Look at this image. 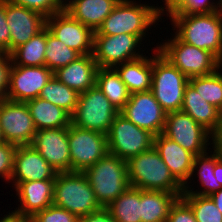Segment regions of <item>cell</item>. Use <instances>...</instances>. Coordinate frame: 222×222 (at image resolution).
Wrapping results in <instances>:
<instances>
[{"label": "cell", "instance_id": "obj_1", "mask_svg": "<svg viewBox=\"0 0 222 222\" xmlns=\"http://www.w3.org/2000/svg\"><path fill=\"white\" fill-rule=\"evenodd\" d=\"M183 42L213 53L222 62V14H167Z\"/></svg>", "mask_w": 222, "mask_h": 222}, {"label": "cell", "instance_id": "obj_2", "mask_svg": "<svg viewBox=\"0 0 222 222\" xmlns=\"http://www.w3.org/2000/svg\"><path fill=\"white\" fill-rule=\"evenodd\" d=\"M162 15V5L152 6L140 4L134 0H120L101 27L97 30L100 35L131 34L141 41L148 35V28H152Z\"/></svg>", "mask_w": 222, "mask_h": 222}, {"label": "cell", "instance_id": "obj_3", "mask_svg": "<svg viewBox=\"0 0 222 222\" xmlns=\"http://www.w3.org/2000/svg\"><path fill=\"white\" fill-rule=\"evenodd\" d=\"M129 185L141 190L166 191L180 197L183 187L175 180L169 168L153 146L127 161Z\"/></svg>", "mask_w": 222, "mask_h": 222}, {"label": "cell", "instance_id": "obj_4", "mask_svg": "<svg viewBox=\"0 0 222 222\" xmlns=\"http://www.w3.org/2000/svg\"><path fill=\"white\" fill-rule=\"evenodd\" d=\"M83 173L102 207H107L130 186L127 161L110 153H107Z\"/></svg>", "mask_w": 222, "mask_h": 222}, {"label": "cell", "instance_id": "obj_5", "mask_svg": "<svg viewBox=\"0 0 222 222\" xmlns=\"http://www.w3.org/2000/svg\"><path fill=\"white\" fill-rule=\"evenodd\" d=\"M53 204L78 218L102 208L83 172H57Z\"/></svg>", "mask_w": 222, "mask_h": 222}, {"label": "cell", "instance_id": "obj_6", "mask_svg": "<svg viewBox=\"0 0 222 222\" xmlns=\"http://www.w3.org/2000/svg\"><path fill=\"white\" fill-rule=\"evenodd\" d=\"M151 92L166 113L180 111L189 78L158 50L153 49Z\"/></svg>", "mask_w": 222, "mask_h": 222}, {"label": "cell", "instance_id": "obj_7", "mask_svg": "<svg viewBox=\"0 0 222 222\" xmlns=\"http://www.w3.org/2000/svg\"><path fill=\"white\" fill-rule=\"evenodd\" d=\"M174 37L158 44L159 52L188 78L208 75L220 67L222 62L211 52L197 48Z\"/></svg>", "mask_w": 222, "mask_h": 222}, {"label": "cell", "instance_id": "obj_8", "mask_svg": "<svg viewBox=\"0 0 222 222\" xmlns=\"http://www.w3.org/2000/svg\"><path fill=\"white\" fill-rule=\"evenodd\" d=\"M120 113L95 85L80 93L71 124L107 135L115 117Z\"/></svg>", "mask_w": 222, "mask_h": 222}, {"label": "cell", "instance_id": "obj_9", "mask_svg": "<svg viewBox=\"0 0 222 222\" xmlns=\"http://www.w3.org/2000/svg\"><path fill=\"white\" fill-rule=\"evenodd\" d=\"M154 146V135L136 126L119 113L107 133L108 153L125 161L150 150Z\"/></svg>", "mask_w": 222, "mask_h": 222}, {"label": "cell", "instance_id": "obj_10", "mask_svg": "<svg viewBox=\"0 0 222 222\" xmlns=\"http://www.w3.org/2000/svg\"><path fill=\"white\" fill-rule=\"evenodd\" d=\"M71 172H84L108 153L107 135L79 128L68 127Z\"/></svg>", "mask_w": 222, "mask_h": 222}, {"label": "cell", "instance_id": "obj_11", "mask_svg": "<svg viewBox=\"0 0 222 222\" xmlns=\"http://www.w3.org/2000/svg\"><path fill=\"white\" fill-rule=\"evenodd\" d=\"M142 41L131 34L100 35L94 32L93 57L98 68H114L143 56L140 51ZM138 47V48H137Z\"/></svg>", "mask_w": 222, "mask_h": 222}, {"label": "cell", "instance_id": "obj_12", "mask_svg": "<svg viewBox=\"0 0 222 222\" xmlns=\"http://www.w3.org/2000/svg\"><path fill=\"white\" fill-rule=\"evenodd\" d=\"M162 134L195 156L207 152L212 139L208 130L181 110L167 113Z\"/></svg>", "mask_w": 222, "mask_h": 222}, {"label": "cell", "instance_id": "obj_13", "mask_svg": "<svg viewBox=\"0 0 222 222\" xmlns=\"http://www.w3.org/2000/svg\"><path fill=\"white\" fill-rule=\"evenodd\" d=\"M0 129L3 141L31 145L37 132L25 102L8 99L0 101Z\"/></svg>", "mask_w": 222, "mask_h": 222}, {"label": "cell", "instance_id": "obj_14", "mask_svg": "<svg viewBox=\"0 0 222 222\" xmlns=\"http://www.w3.org/2000/svg\"><path fill=\"white\" fill-rule=\"evenodd\" d=\"M54 73L44 66L11 65L9 69L6 99L26 102L39 97L46 83Z\"/></svg>", "mask_w": 222, "mask_h": 222}, {"label": "cell", "instance_id": "obj_15", "mask_svg": "<svg viewBox=\"0 0 222 222\" xmlns=\"http://www.w3.org/2000/svg\"><path fill=\"white\" fill-rule=\"evenodd\" d=\"M120 113L154 136L163 132L167 115L151 91L132 93Z\"/></svg>", "mask_w": 222, "mask_h": 222}, {"label": "cell", "instance_id": "obj_16", "mask_svg": "<svg viewBox=\"0 0 222 222\" xmlns=\"http://www.w3.org/2000/svg\"><path fill=\"white\" fill-rule=\"evenodd\" d=\"M46 28L57 39L81 55L93 54L94 32L65 10L46 17Z\"/></svg>", "mask_w": 222, "mask_h": 222}, {"label": "cell", "instance_id": "obj_17", "mask_svg": "<svg viewBox=\"0 0 222 222\" xmlns=\"http://www.w3.org/2000/svg\"><path fill=\"white\" fill-rule=\"evenodd\" d=\"M6 22L10 30V53L46 27V17L35 10L5 0Z\"/></svg>", "mask_w": 222, "mask_h": 222}, {"label": "cell", "instance_id": "obj_18", "mask_svg": "<svg viewBox=\"0 0 222 222\" xmlns=\"http://www.w3.org/2000/svg\"><path fill=\"white\" fill-rule=\"evenodd\" d=\"M31 146L57 172H71L68 127L38 130Z\"/></svg>", "mask_w": 222, "mask_h": 222}, {"label": "cell", "instance_id": "obj_19", "mask_svg": "<svg viewBox=\"0 0 222 222\" xmlns=\"http://www.w3.org/2000/svg\"><path fill=\"white\" fill-rule=\"evenodd\" d=\"M57 171L31 145H19L14 154L10 179L15 187L19 182L55 180Z\"/></svg>", "mask_w": 222, "mask_h": 222}, {"label": "cell", "instance_id": "obj_20", "mask_svg": "<svg viewBox=\"0 0 222 222\" xmlns=\"http://www.w3.org/2000/svg\"><path fill=\"white\" fill-rule=\"evenodd\" d=\"M154 147L172 176L184 187L191 180L195 155L162 133L154 136Z\"/></svg>", "mask_w": 222, "mask_h": 222}, {"label": "cell", "instance_id": "obj_21", "mask_svg": "<svg viewBox=\"0 0 222 222\" xmlns=\"http://www.w3.org/2000/svg\"><path fill=\"white\" fill-rule=\"evenodd\" d=\"M54 181L19 182L15 186V191L20 204L12 212L18 216H33L35 213L51 206L54 198Z\"/></svg>", "mask_w": 222, "mask_h": 222}, {"label": "cell", "instance_id": "obj_22", "mask_svg": "<svg viewBox=\"0 0 222 222\" xmlns=\"http://www.w3.org/2000/svg\"><path fill=\"white\" fill-rule=\"evenodd\" d=\"M98 65L93 54L81 55L65 67L54 72V76L63 84L79 94L96 85Z\"/></svg>", "mask_w": 222, "mask_h": 222}, {"label": "cell", "instance_id": "obj_23", "mask_svg": "<svg viewBox=\"0 0 222 222\" xmlns=\"http://www.w3.org/2000/svg\"><path fill=\"white\" fill-rule=\"evenodd\" d=\"M181 111L191 116L211 134L218 128L222 117V112L203 99L190 83L184 90Z\"/></svg>", "mask_w": 222, "mask_h": 222}, {"label": "cell", "instance_id": "obj_24", "mask_svg": "<svg viewBox=\"0 0 222 222\" xmlns=\"http://www.w3.org/2000/svg\"><path fill=\"white\" fill-rule=\"evenodd\" d=\"M120 0H76L65 11L96 32Z\"/></svg>", "mask_w": 222, "mask_h": 222}, {"label": "cell", "instance_id": "obj_25", "mask_svg": "<svg viewBox=\"0 0 222 222\" xmlns=\"http://www.w3.org/2000/svg\"><path fill=\"white\" fill-rule=\"evenodd\" d=\"M129 92H147L152 86V57L140 58L124 62L114 67Z\"/></svg>", "mask_w": 222, "mask_h": 222}, {"label": "cell", "instance_id": "obj_26", "mask_svg": "<svg viewBox=\"0 0 222 222\" xmlns=\"http://www.w3.org/2000/svg\"><path fill=\"white\" fill-rule=\"evenodd\" d=\"M32 116L36 130L65 128L71 124V115L43 98L37 97L25 102Z\"/></svg>", "mask_w": 222, "mask_h": 222}, {"label": "cell", "instance_id": "obj_27", "mask_svg": "<svg viewBox=\"0 0 222 222\" xmlns=\"http://www.w3.org/2000/svg\"><path fill=\"white\" fill-rule=\"evenodd\" d=\"M179 195L166 191L141 190V222H166Z\"/></svg>", "mask_w": 222, "mask_h": 222}, {"label": "cell", "instance_id": "obj_28", "mask_svg": "<svg viewBox=\"0 0 222 222\" xmlns=\"http://www.w3.org/2000/svg\"><path fill=\"white\" fill-rule=\"evenodd\" d=\"M215 168V150L213 154L205 152L203 154L197 155L194 158V164L192 167L191 177L195 176V172L198 173V178L200 181V186H202L203 191L200 189L199 191H193V187H189L190 183H187L183 187V194H194L200 196H210L211 194L217 192L222 188V185L219 184L217 178L214 175ZM194 175V176H192ZM192 188V189H191Z\"/></svg>", "mask_w": 222, "mask_h": 222}, {"label": "cell", "instance_id": "obj_29", "mask_svg": "<svg viewBox=\"0 0 222 222\" xmlns=\"http://www.w3.org/2000/svg\"><path fill=\"white\" fill-rule=\"evenodd\" d=\"M96 85L118 111L125 107L131 93L114 68H98Z\"/></svg>", "mask_w": 222, "mask_h": 222}, {"label": "cell", "instance_id": "obj_30", "mask_svg": "<svg viewBox=\"0 0 222 222\" xmlns=\"http://www.w3.org/2000/svg\"><path fill=\"white\" fill-rule=\"evenodd\" d=\"M46 51V27L9 55L11 65L44 66Z\"/></svg>", "mask_w": 222, "mask_h": 222}, {"label": "cell", "instance_id": "obj_31", "mask_svg": "<svg viewBox=\"0 0 222 222\" xmlns=\"http://www.w3.org/2000/svg\"><path fill=\"white\" fill-rule=\"evenodd\" d=\"M106 208L116 222H141L140 189L129 186Z\"/></svg>", "mask_w": 222, "mask_h": 222}, {"label": "cell", "instance_id": "obj_32", "mask_svg": "<svg viewBox=\"0 0 222 222\" xmlns=\"http://www.w3.org/2000/svg\"><path fill=\"white\" fill-rule=\"evenodd\" d=\"M39 97L63 108L72 115L78 103L79 93L53 76L43 87Z\"/></svg>", "mask_w": 222, "mask_h": 222}, {"label": "cell", "instance_id": "obj_33", "mask_svg": "<svg viewBox=\"0 0 222 222\" xmlns=\"http://www.w3.org/2000/svg\"><path fill=\"white\" fill-rule=\"evenodd\" d=\"M80 56V53L69 48L46 28L45 66L53 73L59 68L67 66Z\"/></svg>", "mask_w": 222, "mask_h": 222}, {"label": "cell", "instance_id": "obj_34", "mask_svg": "<svg viewBox=\"0 0 222 222\" xmlns=\"http://www.w3.org/2000/svg\"><path fill=\"white\" fill-rule=\"evenodd\" d=\"M221 67L215 72L189 78V83L208 103L222 112V73Z\"/></svg>", "mask_w": 222, "mask_h": 222}, {"label": "cell", "instance_id": "obj_35", "mask_svg": "<svg viewBox=\"0 0 222 222\" xmlns=\"http://www.w3.org/2000/svg\"><path fill=\"white\" fill-rule=\"evenodd\" d=\"M181 198L191 207L197 222H222V213L209 196L182 194Z\"/></svg>", "mask_w": 222, "mask_h": 222}, {"label": "cell", "instance_id": "obj_36", "mask_svg": "<svg viewBox=\"0 0 222 222\" xmlns=\"http://www.w3.org/2000/svg\"><path fill=\"white\" fill-rule=\"evenodd\" d=\"M216 11L214 0H177L165 14H209Z\"/></svg>", "mask_w": 222, "mask_h": 222}, {"label": "cell", "instance_id": "obj_37", "mask_svg": "<svg viewBox=\"0 0 222 222\" xmlns=\"http://www.w3.org/2000/svg\"><path fill=\"white\" fill-rule=\"evenodd\" d=\"M32 217L36 222H79L76 215L54 204L35 213Z\"/></svg>", "mask_w": 222, "mask_h": 222}, {"label": "cell", "instance_id": "obj_38", "mask_svg": "<svg viewBox=\"0 0 222 222\" xmlns=\"http://www.w3.org/2000/svg\"><path fill=\"white\" fill-rule=\"evenodd\" d=\"M17 146L9 142H0V177L10 183L13 172L14 154Z\"/></svg>", "mask_w": 222, "mask_h": 222}, {"label": "cell", "instance_id": "obj_39", "mask_svg": "<svg viewBox=\"0 0 222 222\" xmlns=\"http://www.w3.org/2000/svg\"><path fill=\"white\" fill-rule=\"evenodd\" d=\"M12 4L23 6L28 9L35 10L42 13L45 17L52 16L53 14L61 11L56 0H7Z\"/></svg>", "mask_w": 222, "mask_h": 222}, {"label": "cell", "instance_id": "obj_40", "mask_svg": "<svg viewBox=\"0 0 222 222\" xmlns=\"http://www.w3.org/2000/svg\"><path fill=\"white\" fill-rule=\"evenodd\" d=\"M166 222H197L191 207L180 197L172 206Z\"/></svg>", "mask_w": 222, "mask_h": 222}, {"label": "cell", "instance_id": "obj_41", "mask_svg": "<svg viewBox=\"0 0 222 222\" xmlns=\"http://www.w3.org/2000/svg\"><path fill=\"white\" fill-rule=\"evenodd\" d=\"M10 67V55L0 51V101L6 99Z\"/></svg>", "mask_w": 222, "mask_h": 222}, {"label": "cell", "instance_id": "obj_42", "mask_svg": "<svg viewBox=\"0 0 222 222\" xmlns=\"http://www.w3.org/2000/svg\"><path fill=\"white\" fill-rule=\"evenodd\" d=\"M0 51L10 54V30L6 22L5 0H0Z\"/></svg>", "mask_w": 222, "mask_h": 222}, {"label": "cell", "instance_id": "obj_43", "mask_svg": "<svg viewBox=\"0 0 222 222\" xmlns=\"http://www.w3.org/2000/svg\"><path fill=\"white\" fill-rule=\"evenodd\" d=\"M79 222H116L109 210L106 207H102L97 211L82 216L79 218Z\"/></svg>", "mask_w": 222, "mask_h": 222}, {"label": "cell", "instance_id": "obj_44", "mask_svg": "<svg viewBox=\"0 0 222 222\" xmlns=\"http://www.w3.org/2000/svg\"><path fill=\"white\" fill-rule=\"evenodd\" d=\"M212 149L215 150L222 157V117L218 128L212 133Z\"/></svg>", "mask_w": 222, "mask_h": 222}, {"label": "cell", "instance_id": "obj_45", "mask_svg": "<svg viewBox=\"0 0 222 222\" xmlns=\"http://www.w3.org/2000/svg\"><path fill=\"white\" fill-rule=\"evenodd\" d=\"M214 175L219 184L222 185V157L215 151V168Z\"/></svg>", "mask_w": 222, "mask_h": 222}, {"label": "cell", "instance_id": "obj_46", "mask_svg": "<svg viewBox=\"0 0 222 222\" xmlns=\"http://www.w3.org/2000/svg\"><path fill=\"white\" fill-rule=\"evenodd\" d=\"M222 213V188L209 196Z\"/></svg>", "mask_w": 222, "mask_h": 222}, {"label": "cell", "instance_id": "obj_47", "mask_svg": "<svg viewBox=\"0 0 222 222\" xmlns=\"http://www.w3.org/2000/svg\"><path fill=\"white\" fill-rule=\"evenodd\" d=\"M0 218V222H20V216L14 214L13 212H9V214H5L3 218Z\"/></svg>", "mask_w": 222, "mask_h": 222}, {"label": "cell", "instance_id": "obj_48", "mask_svg": "<svg viewBox=\"0 0 222 222\" xmlns=\"http://www.w3.org/2000/svg\"><path fill=\"white\" fill-rule=\"evenodd\" d=\"M76 0H56L57 6L60 10H66L70 5H72Z\"/></svg>", "mask_w": 222, "mask_h": 222}, {"label": "cell", "instance_id": "obj_49", "mask_svg": "<svg viewBox=\"0 0 222 222\" xmlns=\"http://www.w3.org/2000/svg\"><path fill=\"white\" fill-rule=\"evenodd\" d=\"M177 0H164V7H162V13L164 14ZM165 9V10H164Z\"/></svg>", "mask_w": 222, "mask_h": 222}, {"label": "cell", "instance_id": "obj_50", "mask_svg": "<svg viewBox=\"0 0 222 222\" xmlns=\"http://www.w3.org/2000/svg\"><path fill=\"white\" fill-rule=\"evenodd\" d=\"M20 222H36L32 216H20Z\"/></svg>", "mask_w": 222, "mask_h": 222}, {"label": "cell", "instance_id": "obj_51", "mask_svg": "<svg viewBox=\"0 0 222 222\" xmlns=\"http://www.w3.org/2000/svg\"><path fill=\"white\" fill-rule=\"evenodd\" d=\"M217 3V11L222 14V0L216 1Z\"/></svg>", "mask_w": 222, "mask_h": 222}, {"label": "cell", "instance_id": "obj_52", "mask_svg": "<svg viewBox=\"0 0 222 222\" xmlns=\"http://www.w3.org/2000/svg\"><path fill=\"white\" fill-rule=\"evenodd\" d=\"M0 142H3V137H2L1 129H0Z\"/></svg>", "mask_w": 222, "mask_h": 222}]
</instances>
